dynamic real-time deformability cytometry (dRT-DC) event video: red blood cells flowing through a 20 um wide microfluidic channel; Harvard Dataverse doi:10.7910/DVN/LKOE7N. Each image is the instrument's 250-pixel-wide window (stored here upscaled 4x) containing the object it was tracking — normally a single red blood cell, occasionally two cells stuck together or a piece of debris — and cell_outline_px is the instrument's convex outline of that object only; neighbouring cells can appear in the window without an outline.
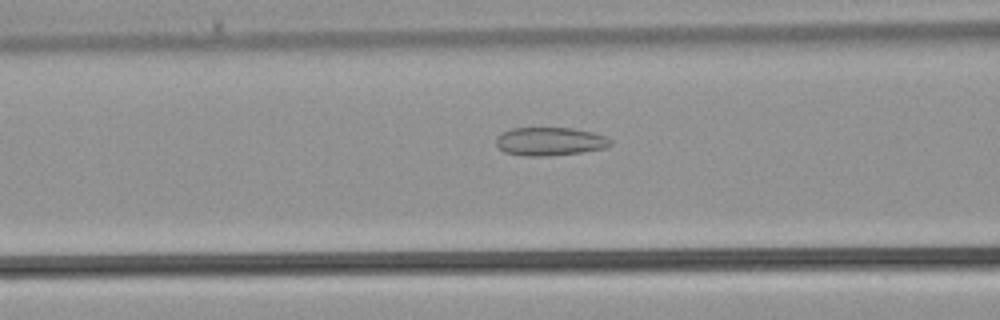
{"species": "common noctule bat (a hibernating species)", "species_latin": "Nyctalus noctula", "temperature_condition": "warm", "stored_images_in_passage": 36, "camera_frame_rate_fps": 3000, "um_per_image_px": 0.085, "animal": {"sex": "male", "body_mass_g": 21.5, "forearm_length_mm": 52.0}, "frame": {"image": 1, "passage_image": 13, "time_ms": 4.0, "image_size_px": [1000, 320], "cell_outline_px": [[612, 144], [604, 148], [584, 152], [548, 156], [524, 156], [504, 152], [496, 144], [496, 136], [512, 128], [572, 128], [592, 132], [604, 136], [612, 140]], "centroid_in_image_um": [46.74, 12.03], "position_along_channel_um": 119.9, "area_um2": 18.9}}
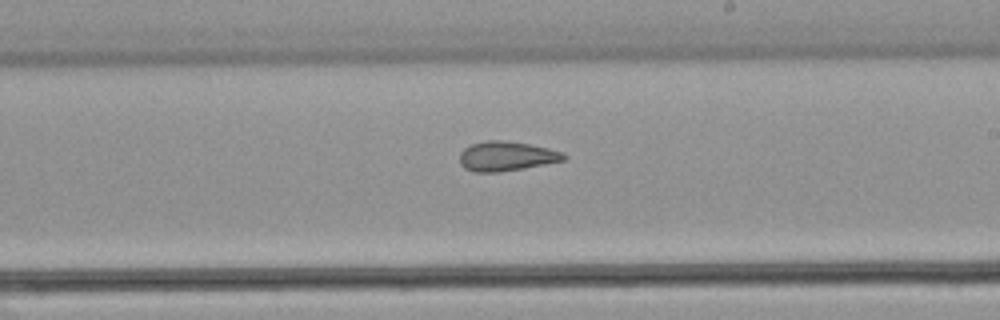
{"frame": {"image": 2, "passage_image": 20, "time_ms": 6.333, "image_size_px": [1000, 320], "cell_outline_px": [[568, 156], [564, 160], [524, 168], [500, 172], [472, 172], [464, 168], [460, 164], [460, 152], [464, 148], [472, 144], [488, 140], [504, 140], [528, 144], [548, 148], [564, 152]], "centroid_in_image_um": [43.03, 13.28], "position_along_channel_um": 246.0, "area_um2": 17.98}}
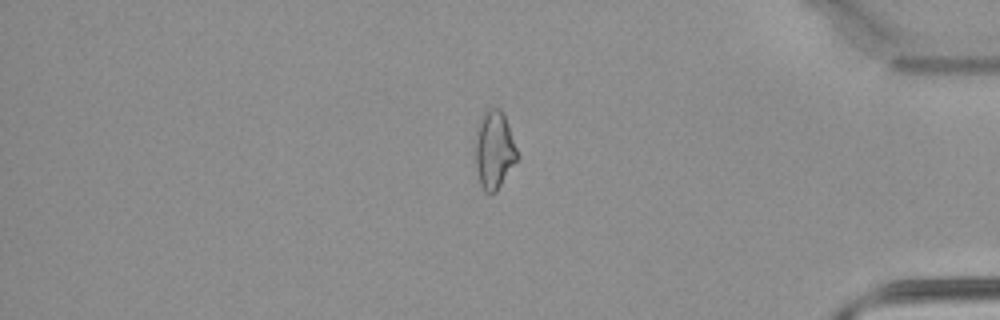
{"frame": {"image": 3, "passage_image": 30, "time_ms": 9.667, "image_size_px": [1000, 320], "cell_outline_px": [[516, 160], [496, 192], [492, 196], [484, 192], [480, 184], [476, 168], [476, 144], [480, 116], [488, 108], [500, 108], [504, 116], [516, 148]], "centroid_in_image_um": [41.98, 12.78], "position_along_channel_um": 393.2, "area_um2": 18.5}}